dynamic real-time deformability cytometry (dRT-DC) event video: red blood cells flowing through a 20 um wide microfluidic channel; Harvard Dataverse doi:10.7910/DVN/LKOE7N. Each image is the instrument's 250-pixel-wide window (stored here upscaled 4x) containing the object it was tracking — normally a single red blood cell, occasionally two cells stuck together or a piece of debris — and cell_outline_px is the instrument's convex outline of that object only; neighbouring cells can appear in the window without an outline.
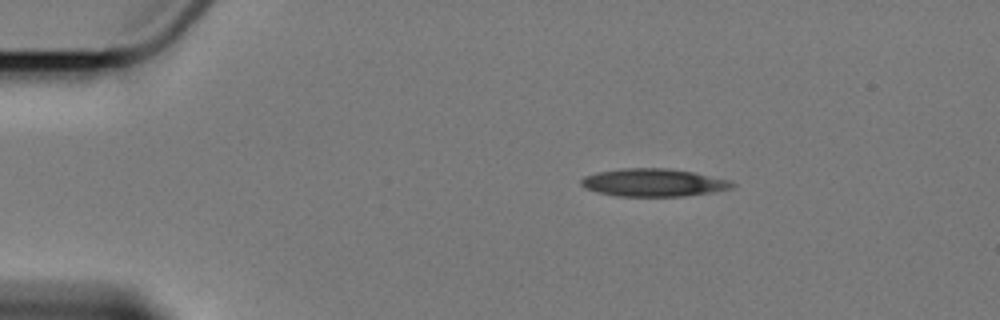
{"species": "Egyptian fruit bat (a non-hibernating species)", "species_latin": "Rousettus aegyptiacus", "temperature_condition": "cold", "stored_images_in_passage": 4, "camera_frame_rate_fps": 3000, "um_per_image_px": 0.085, "animal": {"sex": "female"}, "frame": {"image": 1, "passage_image": 2, "time_ms": 1.0, "image_size_px": [1000, 320], "cell_outline_px": [[736, 184], [732, 188], [712, 192], [684, 196], [620, 196], [600, 192], [584, 188], [580, 184], [580, 180], [584, 176], [596, 172], [620, 168], [668, 168], [692, 172], [732, 180]], "centroid_in_image_um": [55.55, 15.51], "position_along_channel_um": 29.4, "area_um2": 24.51}}